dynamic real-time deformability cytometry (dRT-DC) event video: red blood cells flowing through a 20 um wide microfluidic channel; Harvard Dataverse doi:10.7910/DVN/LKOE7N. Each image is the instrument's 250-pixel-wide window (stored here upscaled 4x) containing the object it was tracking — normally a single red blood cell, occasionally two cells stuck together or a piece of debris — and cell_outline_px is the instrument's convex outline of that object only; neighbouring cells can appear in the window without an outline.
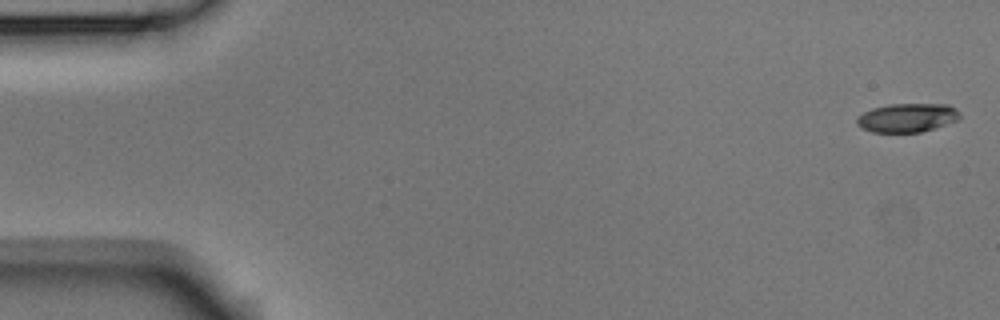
{"species": "Egyptian fruit bat (a non-hibernating species)", "species_latin": "Rousettus aegyptiacus", "temperature_condition": "room temperature", "stored_images_in_passage": 5, "camera_frame_rate_fps": 3000, "um_per_image_px": 0.085, "animal": {"sex": "male"}, "frame": {"image": 1, "passage_image": 1, "time_ms": 0.0, "image_size_px": [1000, 320], "cell_outline_px": [[960, 120], [920, 132], [872, 132], [860, 128], [856, 124], [856, 116], [872, 108], [888, 104], [948, 104], [956, 108], [960, 112]], "centroid_in_image_um": [77.1, 10.0], "position_along_channel_um": 7.9, "area_um2": 17.51}}
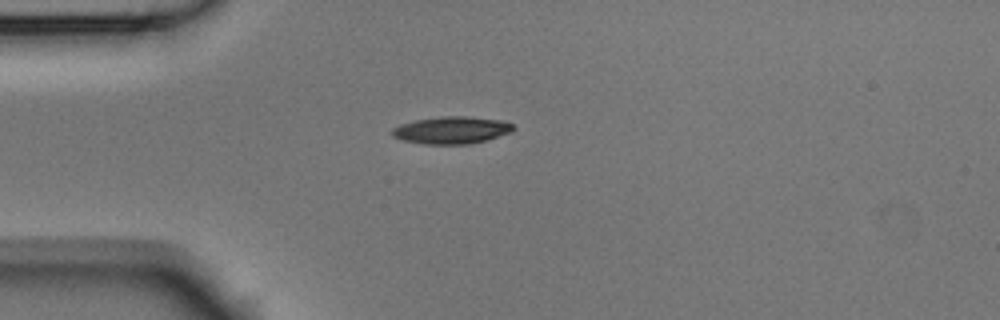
{"frame": {"image": 2, "passage_image": 5, "time_ms": 1.333, "image_size_px": [1000, 320], "cell_outline_px": [[516, 128], [512, 132], [484, 140], [468, 144], [424, 144], [404, 140], [392, 136], [392, 128], [400, 124], [416, 120], [440, 116], [468, 116], [504, 120], [512, 124]], "centroid_in_image_um": [38.4, 11.05], "position_along_channel_um": 46.6, "area_um2": 19.25}}